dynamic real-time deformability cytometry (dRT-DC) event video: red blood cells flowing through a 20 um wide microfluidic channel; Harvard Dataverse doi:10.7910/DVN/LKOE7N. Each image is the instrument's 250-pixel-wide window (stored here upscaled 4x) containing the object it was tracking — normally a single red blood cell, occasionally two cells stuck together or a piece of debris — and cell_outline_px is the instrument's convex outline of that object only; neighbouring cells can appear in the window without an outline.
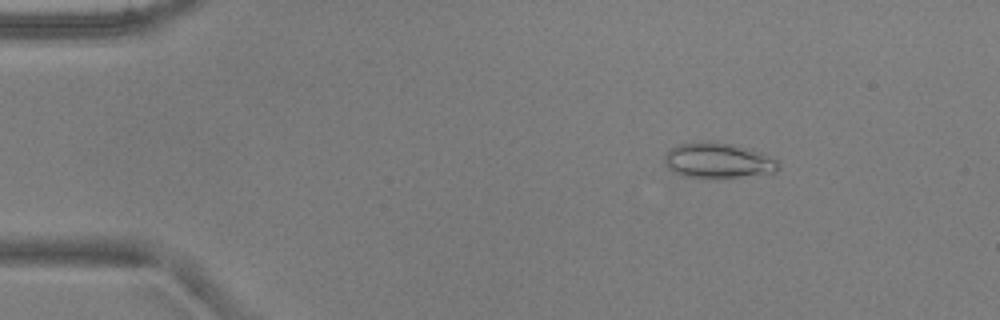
{"species": "common noctule bat (a hibernating species)", "species_latin": "Nyctalus noctula", "temperature_condition": "warm", "stored_images_in_passage": 5, "camera_frame_rate_fps": 3000, "um_per_image_px": 0.085, "animal": {"sex": "male", "body_mass_g": 17.9, "forearm_length_mm": 54.2}, "frame": {"image": 1, "passage_image": 3, "time_ms": 0.667, "image_size_px": [1000, 320], "cell_outline_px": [[780, 168], [776, 172], [716, 180], [708, 180], [684, 176], [672, 172], [664, 164], [664, 156], [672, 148], [680, 144], [708, 140], [712, 140], [736, 144], [752, 148], [776, 160], [780, 164]], "centroid_in_image_um": [61.03, 13.66], "position_along_channel_um": 24.0, "area_um2": 24.39}}